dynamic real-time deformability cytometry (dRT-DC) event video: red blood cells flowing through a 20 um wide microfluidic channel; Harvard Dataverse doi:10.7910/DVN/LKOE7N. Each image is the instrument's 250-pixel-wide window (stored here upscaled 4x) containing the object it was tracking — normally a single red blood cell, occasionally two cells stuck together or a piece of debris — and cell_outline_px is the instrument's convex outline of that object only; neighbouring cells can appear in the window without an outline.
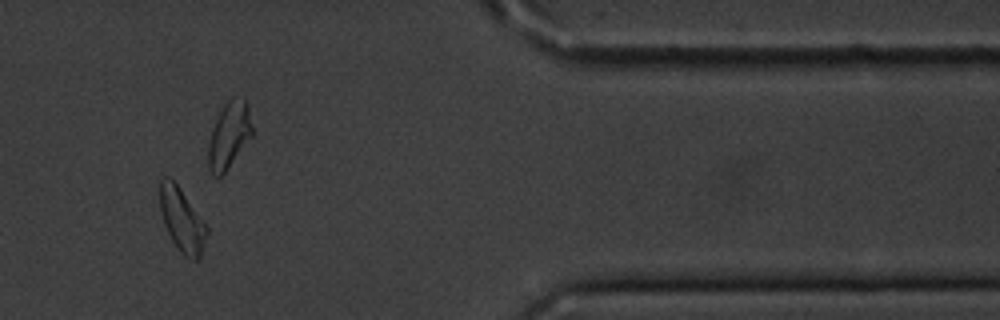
{"species": "common noctule bat (a hibernating species)", "species_latin": "Nyctalus noctula", "temperature_condition": "cold", "stored_images_in_passage": 15, "camera_frame_rate_fps": 3000, "um_per_image_px": 0.085, "animal": {"sex": "male", "body_mass_g": 20.1, "forearm_length_mm": 53.5}, "frame": {"image": 1, "passage_image": 13, "time_ms": 16.0, "image_size_px": [1000, 320], "cell_outline_px": [[208, 232], [200, 260], [192, 260], [184, 256], [176, 248], [164, 224], [160, 212], [160, 180], [168, 176], [180, 188], [208, 228]], "centroid_in_image_um": [15.47, 18.75], "position_along_channel_um": 395.9, "area_um2": 17.34}, "authors_computed_cell_mechanics": {"area_um2": 17.629, "velocity_mm_per_s": 3.5084, "shape_relaxation_time_tau1_ms": 3.6884, "shape_relaxation_time_tau2_ms": 5.2086, "deformation_change_tau1": 0.0966, "deformation_change_tau2": 0.1092}}